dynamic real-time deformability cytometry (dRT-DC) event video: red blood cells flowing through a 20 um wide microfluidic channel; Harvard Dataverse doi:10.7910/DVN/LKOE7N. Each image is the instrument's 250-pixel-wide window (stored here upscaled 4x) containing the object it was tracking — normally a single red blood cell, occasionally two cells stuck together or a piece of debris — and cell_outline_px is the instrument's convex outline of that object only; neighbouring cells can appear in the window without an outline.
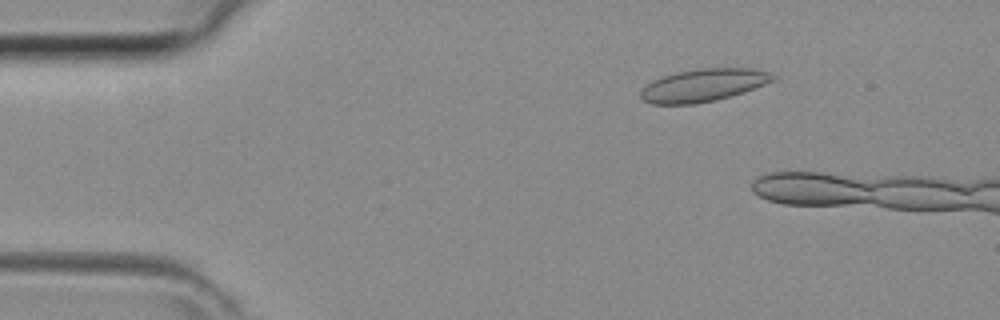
{"species": "common noctule bat (a hibernating species)", "species_latin": "Nyctalus noctula", "temperature_condition": "room temperature", "stored_images_in_passage": 11, "camera_frame_rate_fps": 3000, "um_per_image_px": 0.085, "animal": {"sex": "female", "body_mass_g": 29.2, "forearm_length_mm": 56.3}, "frame": {"image": 1, "passage_image": 7, "time_ms": 2.0, "image_size_px": [1000, 320], "cell_outline_px": [[776, 80], [744, 92], [716, 100], [696, 104], [652, 104], [644, 100], [640, 96], [640, 92], [648, 84], [664, 76], [676, 72], [700, 68], [752, 68], [768, 72], [776, 76]], "centroid_in_image_um": [59.83, 7.24], "position_along_channel_um": 25.2, "area_um2": 25.03}}